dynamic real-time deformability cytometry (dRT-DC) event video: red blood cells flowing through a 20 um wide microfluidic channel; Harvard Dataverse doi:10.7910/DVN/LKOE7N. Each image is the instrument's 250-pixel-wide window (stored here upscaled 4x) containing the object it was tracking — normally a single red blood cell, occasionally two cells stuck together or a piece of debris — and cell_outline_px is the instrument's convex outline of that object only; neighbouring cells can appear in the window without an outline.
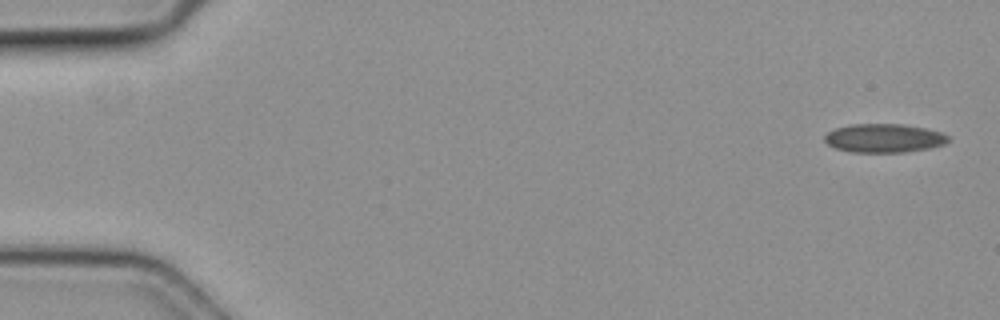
{"species": "common noctule bat (a hibernating species)", "species_latin": "Nyctalus noctula", "temperature_condition": "cold", "stored_images_in_passage": 52, "camera_frame_rate_fps": 3000, "um_per_image_px": 0.085, "animal": {"sex": "female", "body_mass_g": 19.3, "forearm_length_mm": 54.1}, "frame": {"image": 1, "passage_image": 1, "time_ms": 0.0, "image_size_px": [1000, 320], "cell_outline_px": [[948, 140], [944, 144], [928, 148], [904, 152], [848, 152], [836, 148], [828, 144], [824, 140], [824, 136], [828, 132], [836, 128], [852, 124], [904, 124], [924, 128], [940, 132], [948, 136]], "centroid_in_image_um": [75.11, 11.74], "position_along_channel_um": 9.9, "area_um2": 20.52}}
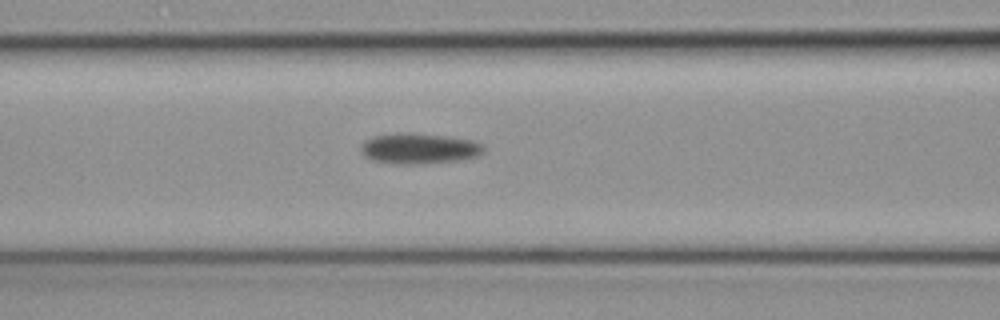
{"frame": {"image": 2, "passage_image": 22, "time_ms": 7.0, "image_size_px": [1000, 320], "cell_outline_px": [[484, 152], [480, 156], [464, 160], [412, 164], [396, 164], [372, 160], [364, 156], [360, 148], [360, 144], [364, 140], [376, 136], [400, 132], [404, 132], [444, 136], [472, 140], [480, 144], [484, 148]], "centroid_in_image_um": [35.62, 12.63], "position_along_channel_um": 131.0, "area_um2": 21.96}}
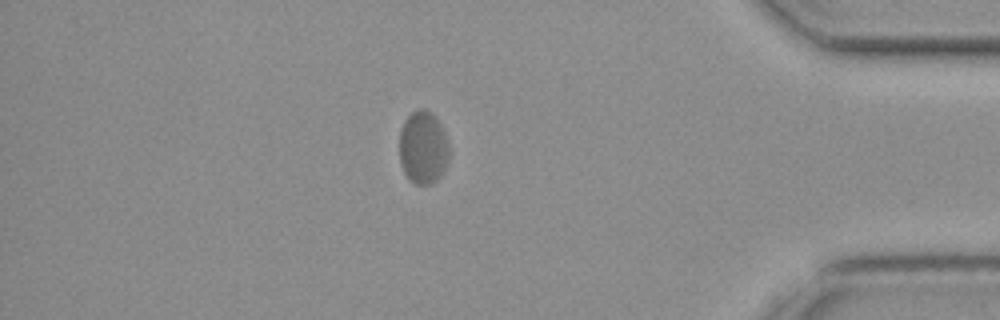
{"frame": {"image": 3, "passage_image": 46, "time_ms": 15.0, "image_size_px": [1000, 320], "cell_outline_px": [[448, 160], [440, 176], [432, 184], [416, 184], [404, 172], [400, 164], [400, 128], [404, 120], [416, 108], [424, 108], [432, 112], [440, 124], [444, 132], [448, 144]], "centroid_in_image_um": [35.95, 12.5], "position_along_channel_um": 399.3, "area_um2": 21.1}}